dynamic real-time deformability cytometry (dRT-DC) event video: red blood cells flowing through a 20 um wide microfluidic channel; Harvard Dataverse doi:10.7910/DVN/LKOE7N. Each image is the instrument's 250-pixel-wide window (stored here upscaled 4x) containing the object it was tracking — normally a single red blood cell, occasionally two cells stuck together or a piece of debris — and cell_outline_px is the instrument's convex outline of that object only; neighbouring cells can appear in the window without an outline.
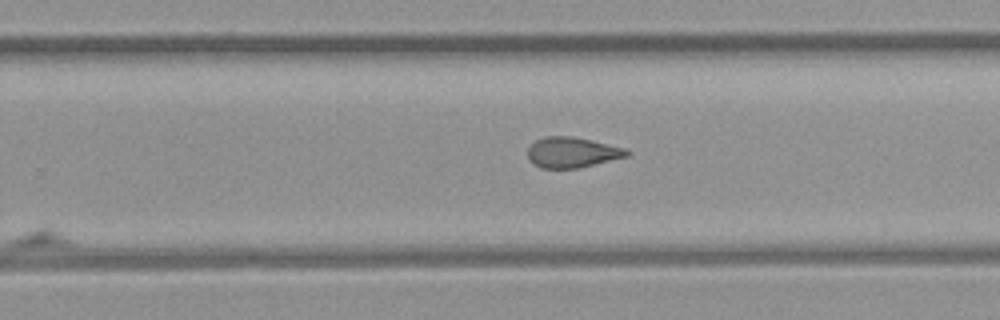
{"species": "common noctule bat (a hibernating species)", "species_latin": "Nyctalus noctula", "temperature_condition": "room temperature", "stored_images_in_passage": 19, "camera_frame_rate_fps": 3000, "um_per_image_px": 0.085, "animal": {"sex": "female", "body_mass_g": 21.9}, "frame": {"image": 1, "passage_image": 19, "time_ms": 22.333, "image_size_px": [1000, 320], "cell_outline_px": [[632, 152], [628, 156], [580, 168], [540, 168], [532, 164], [528, 160], [528, 148], [536, 140], [544, 136], [572, 136], [592, 140], [628, 148]], "centroid_in_image_um": [48.65, 12.95], "position_along_channel_um": 281.1, "area_um2": 17.92}}